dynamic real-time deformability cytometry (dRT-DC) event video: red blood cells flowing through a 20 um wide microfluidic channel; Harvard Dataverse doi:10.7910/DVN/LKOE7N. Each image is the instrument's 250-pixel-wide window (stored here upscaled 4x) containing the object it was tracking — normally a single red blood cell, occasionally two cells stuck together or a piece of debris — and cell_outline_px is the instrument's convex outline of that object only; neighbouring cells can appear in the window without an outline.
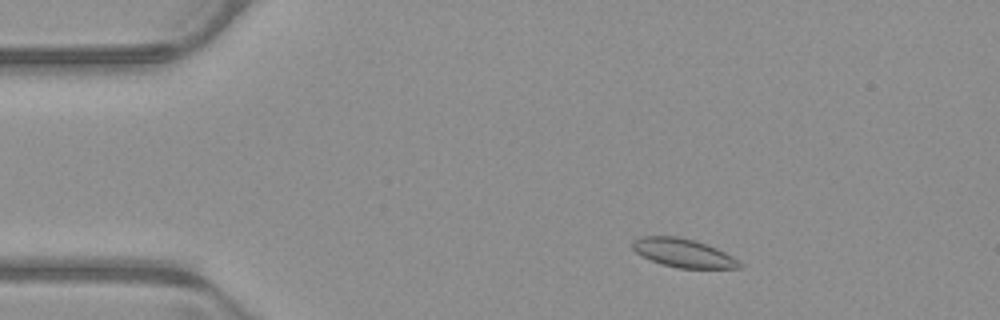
{"species": "common noctule bat (a hibernating species)", "species_latin": "Nyctalus noctula", "temperature_condition": "warm", "stored_images_in_passage": 48, "camera_frame_rate_fps": 3000, "um_per_image_px": 0.085, "animal": {"sex": "male", "body_mass_g": 23.1, "forearm_length_mm": 52.7}, "frame": {"image": 1, "passage_image": 3, "time_ms": 0.667, "image_size_px": [1000, 320], "cell_outline_px": [[744, 264], [740, 268], [676, 268], [660, 264], [636, 252], [632, 248], [632, 240], [640, 236], [676, 236], [696, 240], [708, 244], [732, 256]], "centroid_in_image_um": [58.08, 21.49], "position_along_channel_um": 26.9, "area_um2": 17.92}}
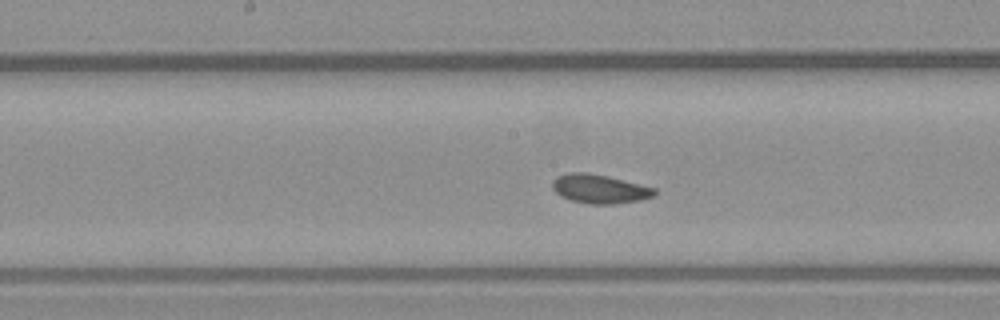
{"frame": {"image": 2, "passage_image": 21, "time_ms": 6.667, "image_size_px": [1000, 320], "cell_outline_px": [[656, 192], [652, 196], [640, 200], [612, 204], [588, 204], [572, 200], [560, 196], [552, 188], [552, 180], [556, 176], [568, 172], [588, 172], [608, 176], [656, 188]], "centroid_in_image_um": [50.93, 16.04], "position_along_channel_um": 197.3, "area_um2": 17.28}}
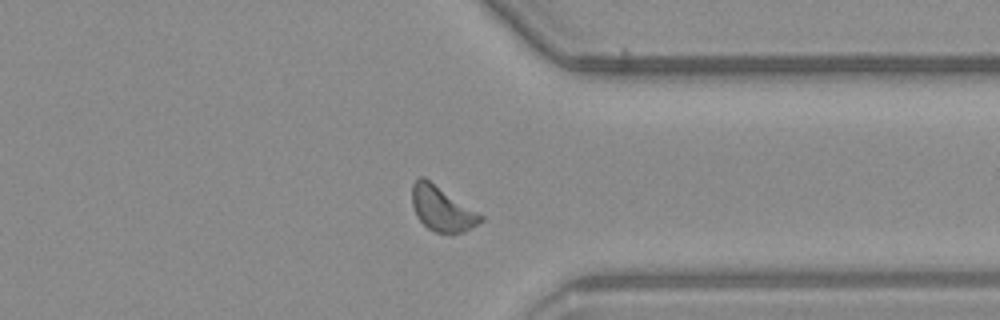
{"frame": {"image": 3, "passage_image": 35, "time_ms": 11.333, "image_size_px": [1000, 320], "cell_outline_px": [[484, 220], [472, 228], [464, 232], [452, 236], [436, 232], [428, 228], [420, 220], [412, 204], [412, 184], [420, 176], [424, 176], [484, 216]], "centroid_in_image_um": [37.6, 17.77], "position_along_channel_um": 373.8, "area_um2": 18.09}, "authors_computed_cell_mechanics": {"area_um2": 17.3978, "velocity_mm_per_s": 3.8755, "shape_relaxation_time_tau1_ms": 1.7921, "shape_relaxation_time_tau2_ms": 1.9971, "deformation_change_tau1": 0.0342, "deformation_change_tau2": 0.0627}}